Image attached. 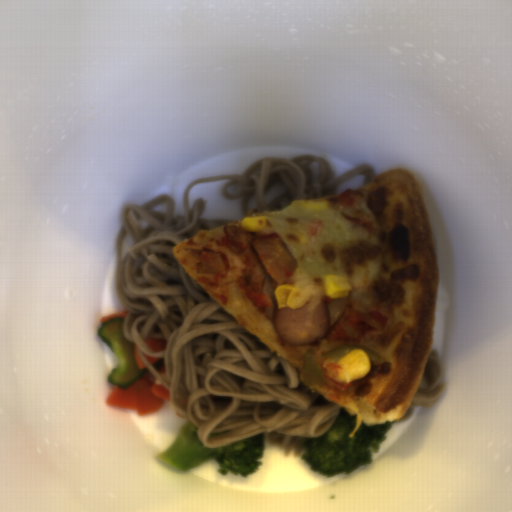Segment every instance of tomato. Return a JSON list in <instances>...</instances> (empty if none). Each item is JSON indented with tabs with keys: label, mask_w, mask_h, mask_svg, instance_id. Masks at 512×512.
I'll list each match as a JSON object with an SVG mask.
<instances>
[{
	"label": "tomato",
	"mask_w": 512,
	"mask_h": 512,
	"mask_svg": "<svg viewBox=\"0 0 512 512\" xmlns=\"http://www.w3.org/2000/svg\"><path fill=\"white\" fill-rule=\"evenodd\" d=\"M366 313H368L371 317H373L379 323V325L385 329L386 323L389 320L387 316L381 314L377 310L376 311H367Z\"/></svg>",
	"instance_id": "4"
},
{
	"label": "tomato",
	"mask_w": 512,
	"mask_h": 512,
	"mask_svg": "<svg viewBox=\"0 0 512 512\" xmlns=\"http://www.w3.org/2000/svg\"><path fill=\"white\" fill-rule=\"evenodd\" d=\"M238 284L240 289L245 290L246 298L250 300L256 307H263L265 309L272 308V300L270 295L263 292H257L240 276L238 278Z\"/></svg>",
	"instance_id": "2"
},
{
	"label": "tomato",
	"mask_w": 512,
	"mask_h": 512,
	"mask_svg": "<svg viewBox=\"0 0 512 512\" xmlns=\"http://www.w3.org/2000/svg\"><path fill=\"white\" fill-rule=\"evenodd\" d=\"M351 191L345 190L343 192H340L338 199L343 207L347 208H353L354 198L350 196Z\"/></svg>",
	"instance_id": "3"
},
{
	"label": "tomato",
	"mask_w": 512,
	"mask_h": 512,
	"mask_svg": "<svg viewBox=\"0 0 512 512\" xmlns=\"http://www.w3.org/2000/svg\"><path fill=\"white\" fill-rule=\"evenodd\" d=\"M346 322L357 332L358 337L350 336L337 321L328 336V341L342 340L348 342L362 343L366 334L380 332L377 327L366 321L352 306L349 307L345 316Z\"/></svg>",
	"instance_id": "1"
}]
</instances>
